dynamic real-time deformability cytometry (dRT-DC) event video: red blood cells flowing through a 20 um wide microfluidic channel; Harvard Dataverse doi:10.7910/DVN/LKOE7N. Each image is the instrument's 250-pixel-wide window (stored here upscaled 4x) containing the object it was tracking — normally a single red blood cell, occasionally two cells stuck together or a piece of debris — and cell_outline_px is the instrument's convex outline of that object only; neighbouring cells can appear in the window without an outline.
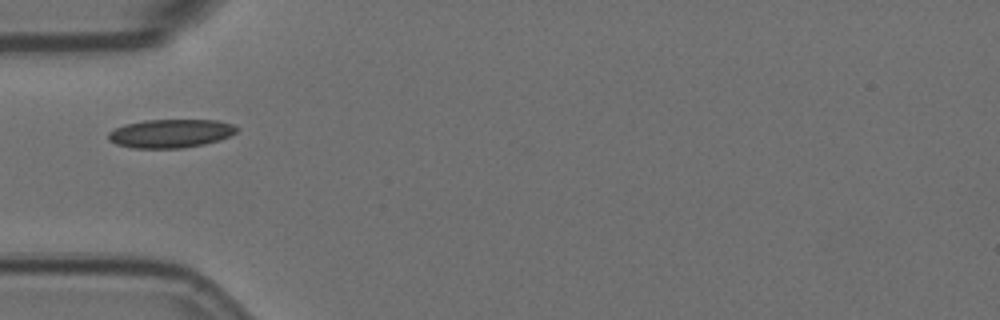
{"species": "Egyptian fruit bat (a non-hibernating species)", "species_latin": "Rousettus aegyptiacus", "temperature_condition": "room temperature", "stored_images_in_passage": 3, "camera_frame_rate_fps": 3000, "um_per_image_px": 0.085, "animal": {"sex": "female"}, "frame": {"image": 1, "passage_image": 2, "time_ms": 0.333, "image_size_px": [1000, 320], "cell_outline_px": [[240, 128], [236, 132], [228, 136], [204, 144], [180, 148], [132, 148], [116, 144], [108, 140], [108, 132], [124, 124], [144, 120], [216, 120], [232, 124]], "centroid_in_image_um": [14.46, 11.34], "position_along_channel_um": 70.5, "area_um2": 21.27}}
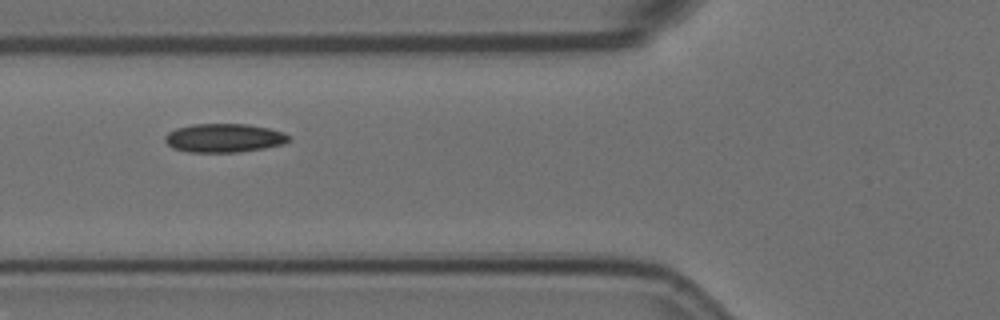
{"frame": {"image": 2, "passage_image": 3, "time_ms": 0.667, "image_size_px": [1000, 320], "cell_outline_px": [[288, 140], [284, 144], [264, 148], [240, 152], [188, 152], [172, 148], [164, 140], [164, 136], [168, 132], [176, 128], [192, 124], [248, 124], [268, 128], [284, 132], [288, 136]], "centroid_in_image_um": [19.01, 11.73], "position_along_channel_um": 106.8, "area_um2": 20.75}}